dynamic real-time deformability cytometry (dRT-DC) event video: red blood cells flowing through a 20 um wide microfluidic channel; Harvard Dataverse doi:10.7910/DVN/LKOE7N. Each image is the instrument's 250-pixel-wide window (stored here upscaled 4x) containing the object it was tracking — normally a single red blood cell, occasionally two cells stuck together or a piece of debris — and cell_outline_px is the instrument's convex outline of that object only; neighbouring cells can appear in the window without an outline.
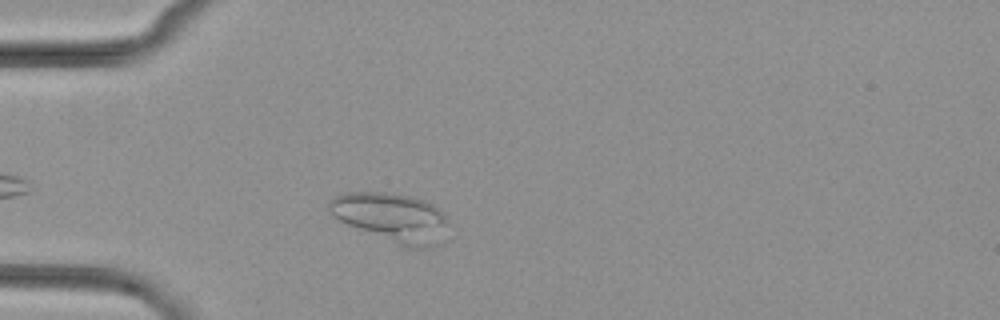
{"species": "common noctule bat (a hibernating species)", "species_latin": "Nyctalus noctula", "temperature_condition": "cold", "stored_images_in_passage": 32, "camera_frame_rate_fps": 3000, "um_per_image_px": 0.085, "animal": {"sex": "female", "body_mass_g": 29.2, "forearm_length_mm": 56.3}, "frame": {"image": 1, "passage_image": 6, "time_ms": 1.667, "image_size_px": [1000, 320], "cell_outline_px": [[444, 240], [440, 244], [424, 248], [404, 248], [348, 224], [340, 220], [328, 212], [328, 200], [332, 196], [344, 192], [384, 192], [408, 196], [424, 200], [432, 204], [444, 212]], "centroid_in_image_um": [33.25, 18.48], "position_along_channel_um": 51.8, "area_um2": 34.04}}
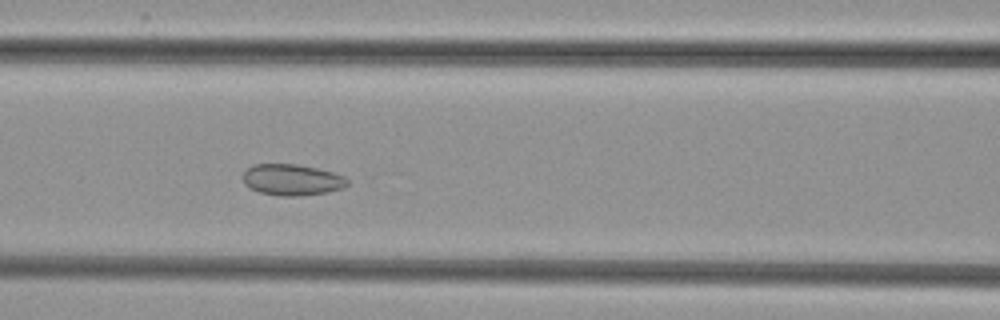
{"frame": {"image": 2, "passage_image": 14, "time_ms": 4.333, "image_size_px": [1000, 320], "cell_outline_px": [[348, 184], [344, 188], [328, 192], [300, 196], [280, 196], [260, 192], [248, 188], [244, 184], [244, 172], [252, 164], [296, 164], [316, 168], [332, 172], [344, 176], [348, 180]], "centroid_in_image_um": [24.82, 15.29], "position_along_channel_um": 141.8, "area_um2": 19.07}}
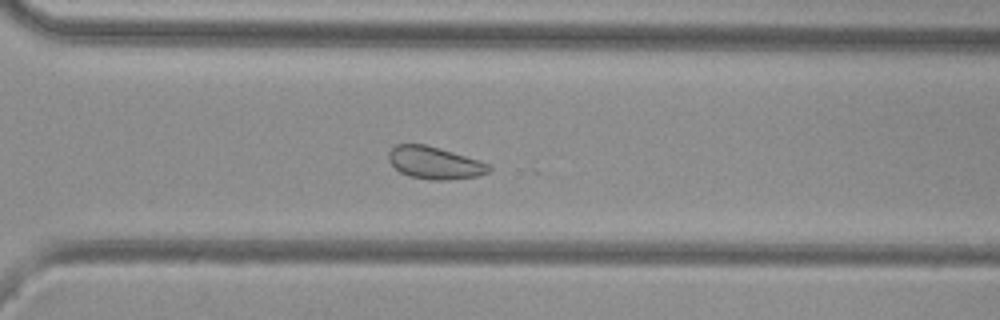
{"frame": {"image": 3, "passage_image": 29, "time_ms": 9.333, "image_size_px": [1000, 320], "cell_outline_px": [[492, 168], [488, 172], [476, 176], [448, 180], [436, 180], [408, 176], [400, 172], [388, 160], [388, 152], [396, 144], [424, 144], [440, 148], [480, 160], [492, 164]], "centroid_in_image_um": [36.96, 13.83], "position_along_channel_um": 333.6, "area_um2": 18.96}}